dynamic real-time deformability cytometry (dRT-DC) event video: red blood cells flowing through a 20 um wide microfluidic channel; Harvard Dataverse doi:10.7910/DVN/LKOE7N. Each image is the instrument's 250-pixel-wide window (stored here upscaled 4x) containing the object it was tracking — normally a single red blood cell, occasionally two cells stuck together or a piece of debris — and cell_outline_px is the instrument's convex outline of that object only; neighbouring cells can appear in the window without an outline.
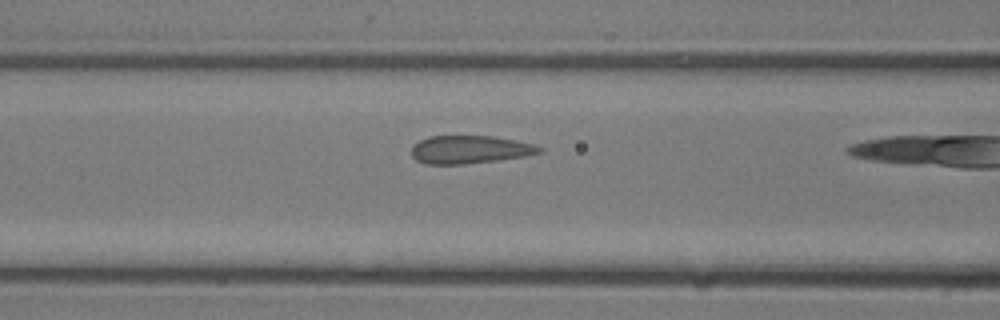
{"species": "common noctule bat (a hibernating species)", "species_latin": "Nyctalus noctula", "temperature_condition": "room temperature", "stored_images_in_passage": 5, "camera_frame_rate_fps": 3000, "um_per_image_px": 0.085, "animal": {"sex": "male", "body_mass_g": 13.3}, "frame": {"image": 1, "passage_image": 4, "time_ms": 1.0, "image_size_px": [1000, 320], "cell_outline_px": [[544, 152], [524, 156], [500, 160], [464, 164], [424, 164], [416, 160], [412, 156], [412, 148], [420, 140], [428, 136], [492, 136], [516, 140], [532, 144], [544, 148]], "centroid_in_image_um": [39.96, 12.72], "position_along_channel_um": 126.6, "area_um2": 20.92}}